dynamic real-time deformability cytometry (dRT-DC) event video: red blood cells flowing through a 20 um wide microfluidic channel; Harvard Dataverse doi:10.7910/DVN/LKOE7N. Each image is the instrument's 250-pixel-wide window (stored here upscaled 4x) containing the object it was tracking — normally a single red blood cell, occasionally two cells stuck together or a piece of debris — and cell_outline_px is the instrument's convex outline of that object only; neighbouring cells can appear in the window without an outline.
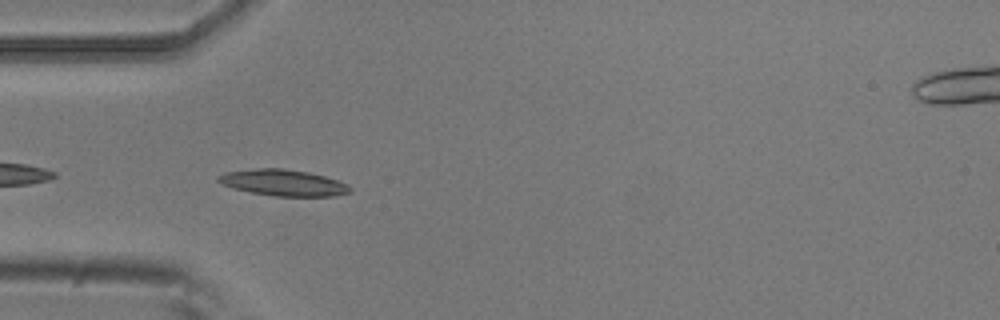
{"species": "common noctule bat (a hibernating species)", "species_latin": "Nyctalus noctula", "temperature_condition": "room temperature", "stored_images_in_passage": 5, "camera_frame_rate_fps": 3000, "um_per_image_px": 0.085, "animal": {"sex": "male", "body_mass_g": 20.5, "forearm_length_mm": 52.5}, "frame": {"image": 1, "passage_image": 4, "time_ms": 1.0, "image_size_px": [1000, 320], "cell_outline_px": [[352, 192], [336, 196], [272, 196], [232, 188], [216, 180], [216, 176], [224, 172], [260, 168], [284, 168], [308, 172], [324, 176], [348, 184], [352, 188]], "centroid_in_image_um": [24.09, 15.53], "position_along_channel_um": 60.9, "area_um2": 20.23}}
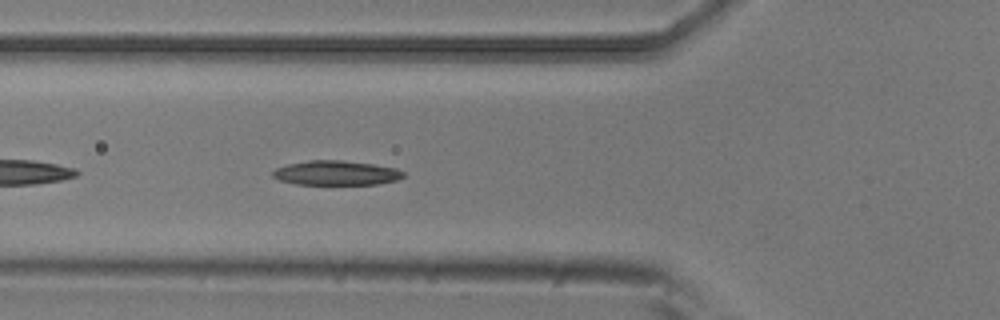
{"frame": {"image": 2, "passage_image": 5, "time_ms": 1.333, "image_size_px": [1000, 320], "cell_outline_px": [[404, 176], [396, 180], [376, 184], [296, 184], [280, 180], [272, 176], [272, 172], [276, 168], [288, 164], [308, 160], [340, 160], [372, 164], [396, 168], [404, 172]], "centroid_in_image_um": [28.55, 14.69], "position_along_channel_um": 97.2, "area_um2": 18.5}}